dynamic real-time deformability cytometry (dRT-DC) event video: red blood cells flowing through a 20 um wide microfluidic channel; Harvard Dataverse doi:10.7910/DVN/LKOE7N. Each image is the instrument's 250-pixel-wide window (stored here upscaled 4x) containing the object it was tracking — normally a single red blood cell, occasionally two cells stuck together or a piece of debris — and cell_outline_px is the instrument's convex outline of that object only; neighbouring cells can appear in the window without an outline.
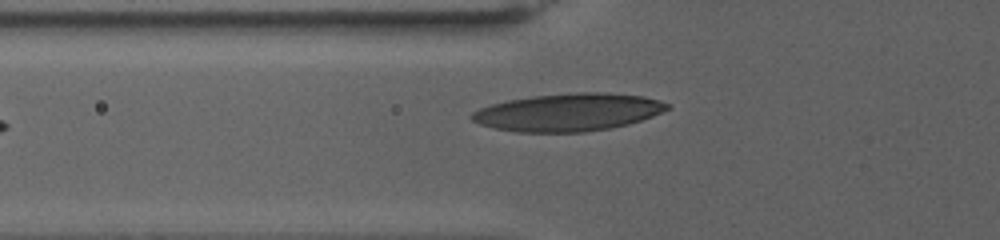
{"species": "human", "species_latin": "Homo sapiens", "temperature_condition": "warm", "stored_images_in_passage": 46, "camera_frame_rate_fps": 3000, "um_per_image_px": 0.085, "donor": {"sex": "female"}, "frame": {"image": 1, "passage_image": 4, "time_ms": 1.0, "image_size_px": [1000, 240], "cell_outline_px": [[672, 104], [668, 108], [652, 116], [628, 124], [608, 128], [584, 132], [516, 132], [492, 128], [480, 124], [472, 120], [468, 116], [472, 112], [480, 108], [492, 104], [508, 100], [532, 96], [576, 92], [608, 92], [644, 96]], "centroid_in_image_um": [48.28, 9.54], "position_along_channel_um": 77.5, "area_um2": 42.89}}
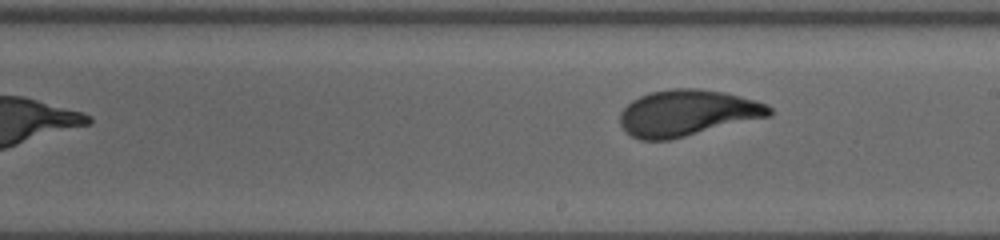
{"frame": {"image": 2, "passage_image": 21, "time_ms": 6.667, "image_size_px": [1000, 240], "cell_outline_px": [[772, 116], [668, 140], [640, 140], [624, 132], [620, 124], [620, 112], [632, 100], [640, 96], [652, 92], [672, 88], [700, 88], [724, 92], [756, 100], [768, 104], [772, 108]], "centroid_in_image_um": [58.43, 9.6], "position_along_channel_um": 230.6, "area_um2": 40.4}}
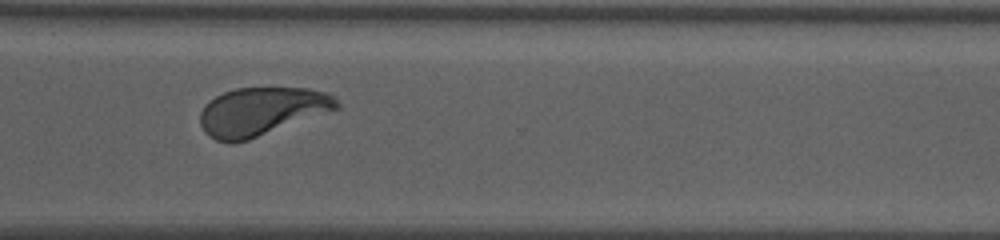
{"frame": {"image": 3, "passage_image": 34, "time_ms": 11.0, "image_size_px": [1000, 240], "cell_outline_px": [[340, 104], [336, 108], [248, 140], [232, 144], [228, 144], [216, 140], [208, 136], [204, 132], [200, 124], [200, 112], [204, 104], [208, 100], [224, 92], [236, 88], [308, 88], [328, 92], [336, 96]], "centroid_in_image_um": [22.16, 9.47], "position_along_channel_um": 348.4, "area_um2": 38.26}, "authors_computed_cell_mechanics": {"area_um2": 39.7953, "velocity_mm_per_s": 2.7174, "shape_relaxation_time_tau1_ms": 4.6546, "shape_relaxation_time_tau2_ms": null, "deformation_change_tau1": 0.1748, "deformation_change_tau2": null}}